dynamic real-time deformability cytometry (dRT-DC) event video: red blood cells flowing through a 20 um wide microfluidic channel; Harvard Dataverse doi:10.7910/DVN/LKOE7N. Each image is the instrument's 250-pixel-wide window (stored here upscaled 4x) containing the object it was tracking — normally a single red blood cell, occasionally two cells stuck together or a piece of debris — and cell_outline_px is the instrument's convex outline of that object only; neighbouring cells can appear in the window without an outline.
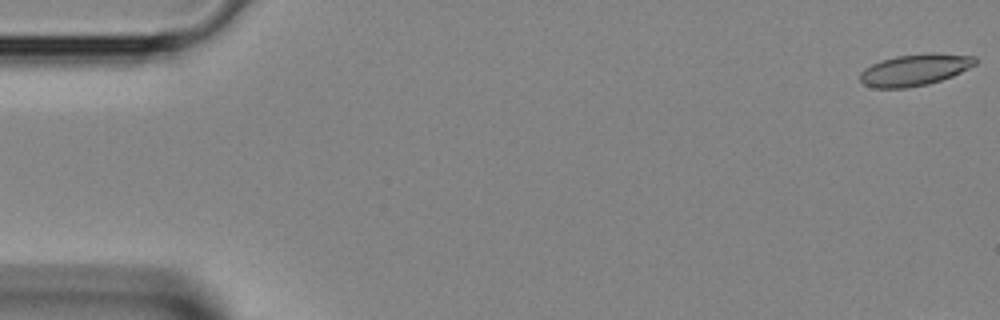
{"species": "Egyptian fruit bat (a non-hibernating species)", "species_latin": "Rousettus aegyptiacus", "temperature_condition": "room temperature", "stored_images_in_passage": 4, "camera_frame_rate_fps": 3000, "um_per_image_px": 0.085, "animal": {"sex": "female"}, "frame": {"image": 1, "passage_image": 1, "time_ms": 0.0, "image_size_px": [1000, 320], "cell_outline_px": [[976, 64], [952, 76], [928, 84], [908, 88], [876, 88], [864, 84], [860, 80], [860, 72], [864, 68], [880, 60], [896, 56], [976, 56]], "centroid_in_image_um": [77.65, 6.0], "position_along_channel_um": 7.3, "area_um2": 20.11}}